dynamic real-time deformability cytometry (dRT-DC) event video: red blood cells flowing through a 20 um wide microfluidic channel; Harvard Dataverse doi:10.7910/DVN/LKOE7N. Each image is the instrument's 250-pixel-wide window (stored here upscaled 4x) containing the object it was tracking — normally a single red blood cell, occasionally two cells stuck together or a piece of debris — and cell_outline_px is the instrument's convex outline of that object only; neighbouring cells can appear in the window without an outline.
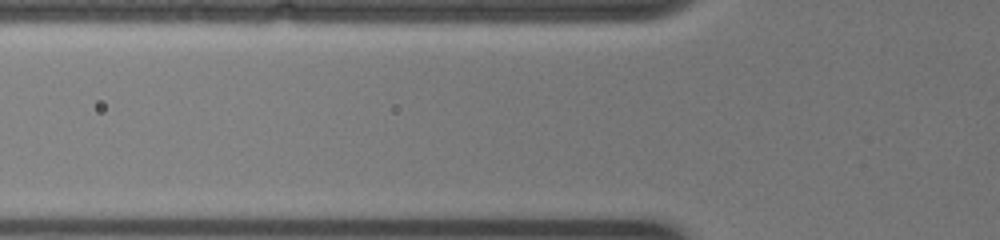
{"species": "common noctule bat (a hibernating species)", "species_latin": "Nyctalus noctula", "temperature_condition": "warm", "stored_images_in_passage": 3, "camera_frame_rate_fps": 3000, "um_per_image_px": 0.085, "animal": {"sex": "female", "body_mass_g": 19.0, "forearm_length_mm": 51.5}, "frame": {"image": 1, "passage_image": 3, "time_ms": 0.667, "image_size_px": [1000, 240], "cell_outline_px": [[636, 188], [604, 192], [536, 192], [492, 188], [492, 184], [504, 180], [600, 180], [620, 184]], "centroid_in_image_um": [47.61, 15.8], "position_along_channel_um": 78.2, "area_um2": 10.23}}